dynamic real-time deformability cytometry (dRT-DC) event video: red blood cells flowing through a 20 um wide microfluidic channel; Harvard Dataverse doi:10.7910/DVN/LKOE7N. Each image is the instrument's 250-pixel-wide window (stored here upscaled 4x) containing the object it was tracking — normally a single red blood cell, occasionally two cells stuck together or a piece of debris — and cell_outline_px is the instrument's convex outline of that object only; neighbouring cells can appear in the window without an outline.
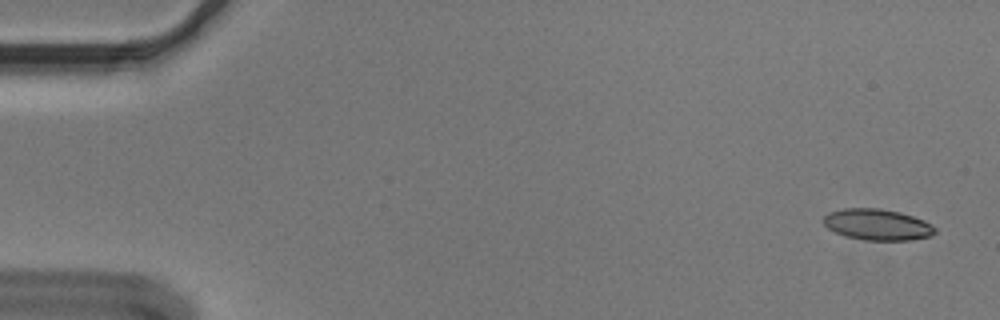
{"species": "Egyptian fruit bat (a non-hibernating species)", "species_latin": "Rousettus aegyptiacus", "temperature_condition": "cold", "stored_images_in_passage": 13, "camera_frame_rate_fps": 3000, "um_per_image_px": 0.085, "animal": {"sex": "male"}, "frame": {"image": 1, "passage_image": 3, "time_ms": 0.667, "image_size_px": [1000, 320], "cell_outline_px": [[936, 232], [932, 236], [908, 240], [864, 240], [844, 236], [828, 228], [824, 224], [824, 216], [828, 212], [844, 208], [880, 208], [900, 212], [924, 220], [932, 224], [936, 228]], "centroid_in_image_um": [74.59, 19.09], "position_along_channel_um": 10.4, "area_um2": 20.35}}